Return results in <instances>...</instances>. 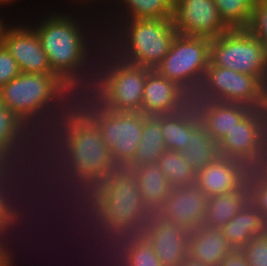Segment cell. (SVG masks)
<instances>
[{"label": "cell", "mask_w": 267, "mask_h": 266, "mask_svg": "<svg viewBox=\"0 0 267 266\" xmlns=\"http://www.w3.org/2000/svg\"><path fill=\"white\" fill-rule=\"evenodd\" d=\"M117 72L103 71L81 84L58 88L53 107L59 120L91 121L109 110V100Z\"/></svg>", "instance_id": "3957f363"}, {"label": "cell", "mask_w": 267, "mask_h": 266, "mask_svg": "<svg viewBox=\"0 0 267 266\" xmlns=\"http://www.w3.org/2000/svg\"><path fill=\"white\" fill-rule=\"evenodd\" d=\"M31 227L32 226L0 225V259L6 266H16V264H19L16 263V260H18L16 258L19 257L17 254L19 251V254L21 253L22 256V252L20 251L22 249L27 250V237Z\"/></svg>", "instance_id": "8d00e7d4"}, {"label": "cell", "mask_w": 267, "mask_h": 266, "mask_svg": "<svg viewBox=\"0 0 267 266\" xmlns=\"http://www.w3.org/2000/svg\"><path fill=\"white\" fill-rule=\"evenodd\" d=\"M233 250L221 229L201 225L190 231L188 256L207 266H218Z\"/></svg>", "instance_id": "44dd1931"}, {"label": "cell", "mask_w": 267, "mask_h": 266, "mask_svg": "<svg viewBox=\"0 0 267 266\" xmlns=\"http://www.w3.org/2000/svg\"><path fill=\"white\" fill-rule=\"evenodd\" d=\"M199 123L177 114L160 116V130L165 149L177 152L186 149L190 144V132Z\"/></svg>", "instance_id": "e575fe53"}, {"label": "cell", "mask_w": 267, "mask_h": 266, "mask_svg": "<svg viewBox=\"0 0 267 266\" xmlns=\"http://www.w3.org/2000/svg\"><path fill=\"white\" fill-rule=\"evenodd\" d=\"M94 12H96V17L92 23L91 40L96 44V53L100 60H104L106 71L118 73L121 69L136 65L129 34L119 23L103 17L104 13L99 12L98 7Z\"/></svg>", "instance_id": "8fae6325"}, {"label": "cell", "mask_w": 267, "mask_h": 266, "mask_svg": "<svg viewBox=\"0 0 267 266\" xmlns=\"http://www.w3.org/2000/svg\"><path fill=\"white\" fill-rule=\"evenodd\" d=\"M32 138L33 119L17 118L0 142V160H14L21 155L29 157Z\"/></svg>", "instance_id": "836d02e7"}, {"label": "cell", "mask_w": 267, "mask_h": 266, "mask_svg": "<svg viewBox=\"0 0 267 266\" xmlns=\"http://www.w3.org/2000/svg\"><path fill=\"white\" fill-rule=\"evenodd\" d=\"M240 250L248 266H267V232L254 236Z\"/></svg>", "instance_id": "b9f144b4"}, {"label": "cell", "mask_w": 267, "mask_h": 266, "mask_svg": "<svg viewBox=\"0 0 267 266\" xmlns=\"http://www.w3.org/2000/svg\"><path fill=\"white\" fill-rule=\"evenodd\" d=\"M59 80L56 74L20 73L0 89V102L18 118H39L55 100Z\"/></svg>", "instance_id": "8992f818"}, {"label": "cell", "mask_w": 267, "mask_h": 266, "mask_svg": "<svg viewBox=\"0 0 267 266\" xmlns=\"http://www.w3.org/2000/svg\"><path fill=\"white\" fill-rule=\"evenodd\" d=\"M0 266H6L1 259H0Z\"/></svg>", "instance_id": "a7ac6f4b"}, {"label": "cell", "mask_w": 267, "mask_h": 266, "mask_svg": "<svg viewBox=\"0 0 267 266\" xmlns=\"http://www.w3.org/2000/svg\"><path fill=\"white\" fill-rule=\"evenodd\" d=\"M248 202L249 192L243 185L229 193L208 197L203 225L223 228Z\"/></svg>", "instance_id": "d4e9b609"}, {"label": "cell", "mask_w": 267, "mask_h": 266, "mask_svg": "<svg viewBox=\"0 0 267 266\" xmlns=\"http://www.w3.org/2000/svg\"><path fill=\"white\" fill-rule=\"evenodd\" d=\"M190 231L153 214L144 228V237L151 244L163 266H181L188 256Z\"/></svg>", "instance_id": "9a60e30c"}, {"label": "cell", "mask_w": 267, "mask_h": 266, "mask_svg": "<svg viewBox=\"0 0 267 266\" xmlns=\"http://www.w3.org/2000/svg\"><path fill=\"white\" fill-rule=\"evenodd\" d=\"M211 39L176 34L155 71L174 83L202 82L210 63Z\"/></svg>", "instance_id": "ba28073f"}, {"label": "cell", "mask_w": 267, "mask_h": 266, "mask_svg": "<svg viewBox=\"0 0 267 266\" xmlns=\"http://www.w3.org/2000/svg\"><path fill=\"white\" fill-rule=\"evenodd\" d=\"M135 169L116 166L107 177L105 220L113 225L145 226L153 215L140 196Z\"/></svg>", "instance_id": "5b68a950"}, {"label": "cell", "mask_w": 267, "mask_h": 266, "mask_svg": "<svg viewBox=\"0 0 267 266\" xmlns=\"http://www.w3.org/2000/svg\"><path fill=\"white\" fill-rule=\"evenodd\" d=\"M218 266H248L240 249H233Z\"/></svg>", "instance_id": "6f0895ef"}, {"label": "cell", "mask_w": 267, "mask_h": 266, "mask_svg": "<svg viewBox=\"0 0 267 266\" xmlns=\"http://www.w3.org/2000/svg\"><path fill=\"white\" fill-rule=\"evenodd\" d=\"M133 161L128 165L133 169L146 163H157L166 150L160 130V116H146L143 131Z\"/></svg>", "instance_id": "f1b7e54d"}, {"label": "cell", "mask_w": 267, "mask_h": 266, "mask_svg": "<svg viewBox=\"0 0 267 266\" xmlns=\"http://www.w3.org/2000/svg\"><path fill=\"white\" fill-rule=\"evenodd\" d=\"M246 107L249 113L267 116V75L254 81L252 96Z\"/></svg>", "instance_id": "ee69618b"}, {"label": "cell", "mask_w": 267, "mask_h": 266, "mask_svg": "<svg viewBox=\"0 0 267 266\" xmlns=\"http://www.w3.org/2000/svg\"><path fill=\"white\" fill-rule=\"evenodd\" d=\"M94 227L97 235V240L100 243L102 250H119L116 230L114 228V225L109 220H105L104 218L94 220Z\"/></svg>", "instance_id": "7dc6e473"}, {"label": "cell", "mask_w": 267, "mask_h": 266, "mask_svg": "<svg viewBox=\"0 0 267 266\" xmlns=\"http://www.w3.org/2000/svg\"><path fill=\"white\" fill-rule=\"evenodd\" d=\"M20 73L18 63L7 49L0 44V89Z\"/></svg>", "instance_id": "c3c4849f"}, {"label": "cell", "mask_w": 267, "mask_h": 266, "mask_svg": "<svg viewBox=\"0 0 267 266\" xmlns=\"http://www.w3.org/2000/svg\"><path fill=\"white\" fill-rule=\"evenodd\" d=\"M167 4L174 9L180 2V0H165Z\"/></svg>", "instance_id": "03108f58"}, {"label": "cell", "mask_w": 267, "mask_h": 266, "mask_svg": "<svg viewBox=\"0 0 267 266\" xmlns=\"http://www.w3.org/2000/svg\"><path fill=\"white\" fill-rule=\"evenodd\" d=\"M248 113L245 105L221 102L217 109L200 123L213 140L219 142L225 137L227 131H230Z\"/></svg>", "instance_id": "d6a6232c"}, {"label": "cell", "mask_w": 267, "mask_h": 266, "mask_svg": "<svg viewBox=\"0 0 267 266\" xmlns=\"http://www.w3.org/2000/svg\"><path fill=\"white\" fill-rule=\"evenodd\" d=\"M89 263H91L92 265H88ZM86 264H87V266H102V265L103 266H109V263H108L106 258H101V259H97V260H94V261L93 260L92 261L88 260V262L86 261ZM84 266H86V265H84Z\"/></svg>", "instance_id": "be15d7a7"}, {"label": "cell", "mask_w": 267, "mask_h": 266, "mask_svg": "<svg viewBox=\"0 0 267 266\" xmlns=\"http://www.w3.org/2000/svg\"><path fill=\"white\" fill-rule=\"evenodd\" d=\"M221 102L202 82L175 83L172 114L201 122L215 111Z\"/></svg>", "instance_id": "ac0fdd59"}, {"label": "cell", "mask_w": 267, "mask_h": 266, "mask_svg": "<svg viewBox=\"0 0 267 266\" xmlns=\"http://www.w3.org/2000/svg\"><path fill=\"white\" fill-rule=\"evenodd\" d=\"M70 229H71V231H70ZM65 230L62 231L63 234L56 236V238L58 239V237H60L64 241H65V239H67L66 241L72 242L71 240L74 239L73 241H77L81 236L96 235L94 224H86V225H81V226H69ZM69 232L71 233V235ZM67 234L70 236H68ZM62 236H64V237H62ZM65 237H67V238H65Z\"/></svg>", "instance_id": "11a10c76"}, {"label": "cell", "mask_w": 267, "mask_h": 266, "mask_svg": "<svg viewBox=\"0 0 267 266\" xmlns=\"http://www.w3.org/2000/svg\"><path fill=\"white\" fill-rule=\"evenodd\" d=\"M255 145L256 134L251 113H248L230 131H227L225 137L218 142L220 156L233 160H239Z\"/></svg>", "instance_id": "1f68e13d"}, {"label": "cell", "mask_w": 267, "mask_h": 266, "mask_svg": "<svg viewBox=\"0 0 267 266\" xmlns=\"http://www.w3.org/2000/svg\"><path fill=\"white\" fill-rule=\"evenodd\" d=\"M140 196L152 214H156L167 199L172 187L157 163H146L135 169Z\"/></svg>", "instance_id": "cb8c5ba5"}, {"label": "cell", "mask_w": 267, "mask_h": 266, "mask_svg": "<svg viewBox=\"0 0 267 266\" xmlns=\"http://www.w3.org/2000/svg\"><path fill=\"white\" fill-rule=\"evenodd\" d=\"M74 244H75L74 249H76V247H77L76 250L77 251L79 250V252H81V253H79L77 251H74V252H76L75 253L76 255L78 253V255L76 256V259L78 257L77 261H79V258L83 259L84 261L90 260V259L94 261L97 259L106 258L103 250L100 247V243L97 240V235L81 236L77 241H74ZM76 244H77V246H76ZM82 256H84V257H82Z\"/></svg>", "instance_id": "bcb514c9"}, {"label": "cell", "mask_w": 267, "mask_h": 266, "mask_svg": "<svg viewBox=\"0 0 267 266\" xmlns=\"http://www.w3.org/2000/svg\"><path fill=\"white\" fill-rule=\"evenodd\" d=\"M145 117L142 112L108 110L94 122L101 131L116 166H128L133 161L142 138Z\"/></svg>", "instance_id": "30bf717a"}, {"label": "cell", "mask_w": 267, "mask_h": 266, "mask_svg": "<svg viewBox=\"0 0 267 266\" xmlns=\"http://www.w3.org/2000/svg\"><path fill=\"white\" fill-rule=\"evenodd\" d=\"M86 224H94V219H92L88 214L86 205H78V207H71L70 209H66L65 211L59 213L50 225L45 228L49 230V232L55 229V232L53 231L55 234H52L55 238V235H59L60 232L62 233L63 229L65 230L69 227V225L81 226Z\"/></svg>", "instance_id": "ab89813d"}, {"label": "cell", "mask_w": 267, "mask_h": 266, "mask_svg": "<svg viewBox=\"0 0 267 266\" xmlns=\"http://www.w3.org/2000/svg\"><path fill=\"white\" fill-rule=\"evenodd\" d=\"M93 14V18L88 16L86 20L84 12L82 16L80 13V17L84 16L83 23V19L76 16L78 15L76 12L68 13L63 10L53 13L49 11L43 17H38L40 21H35V24L30 23L32 20L29 21V25L38 35L41 46L49 58L52 71L58 77L73 64L79 51L91 39L92 23L96 17L95 13Z\"/></svg>", "instance_id": "7a4b0ae2"}, {"label": "cell", "mask_w": 267, "mask_h": 266, "mask_svg": "<svg viewBox=\"0 0 267 266\" xmlns=\"http://www.w3.org/2000/svg\"><path fill=\"white\" fill-rule=\"evenodd\" d=\"M246 29L258 38L267 52V0H259L256 4Z\"/></svg>", "instance_id": "7bdbcfd3"}, {"label": "cell", "mask_w": 267, "mask_h": 266, "mask_svg": "<svg viewBox=\"0 0 267 266\" xmlns=\"http://www.w3.org/2000/svg\"><path fill=\"white\" fill-rule=\"evenodd\" d=\"M69 160L73 171H83L108 177L116 167L101 131L93 123L79 130L69 145Z\"/></svg>", "instance_id": "4fadbf2b"}, {"label": "cell", "mask_w": 267, "mask_h": 266, "mask_svg": "<svg viewBox=\"0 0 267 266\" xmlns=\"http://www.w3.org/2000/svg\"><path fill=\"white\" fill-rule=\"evenodd\" d=\"M222 20L230 29H246L259 0H214Z\"/></svg>", "instance_id": "74e56055"}, {"label": "cell", "mask_w": 267, "mask_h": 266, "mask_svg": "<svg viewBox=\"0 0 267 266\" xmlns=\"http://www.w3.org/2000/svg\"><path fill=\"white\" fill-rule=\"evenodd\" d=\"M210 62L247 75H267L266 48L247 29H230L211 39Z\"/></svg>", "instance_id": "277c9868"}, {"label": "cell", "mask_w": 267, "mask_h": 266, "mask_svg": "<svg viewBox=\"0 0 267 266\" xmlns=\"http://www.w3.org/2000/svg\"><path fill=\"white\" fill-rule=\"evenodd\" d=\"M175 83L151 70L144 86L142 113L145 116L172 114Z\"/></svg>", "instance_id": "484cf974"}, {"label": "cell", "mask_w": 267, "mask_h": 266, "mask_svg": "<svg viewBox=\"0 0 267 266\" xmlns=\"http://www.w3.org/2000/svg\"><path fill=\"white\" fill-rule=\"evenodd\" d=\"M15 2V0H0V8L2 7V6H8V5H11V4H13L14 2Z\"/></svg>", "instance_id": "003e7915"}, {"label": "cell", "mask_w": 267, "mask_h": 266, "mask_svg": "<svg viewBox=\"0 0 267 266\" xmlns=\"http://www.w3.org/2000/svg\"><path fill=\"white\" fill-rule=\"evenodd\" d=\"M240 172H259L267 166V156L257 146H253L239 160Z\"/></svg>", "instance_id": "681fc988"}, {"label": "cell", "mask_w": 267, "mask_h": 266, "mask_svg": "<svg viewBox=\"0 0 267 266\" xmlns=\"http://www.w3.org/2000/svg\"><path fill=\"white\" fill-rule=\"evenodd\" d=\"M28 174V157L19 156L11 160H0V192L2 190H17L26 182Z\"/></svg>", "instance_id": "f35d334b"}, {"label": "cell", "mask_w": 267, "mask_h": 266, "mask_svg": "<svg viewBox=\"0 0 267 266\" xmlns=\"http://www.w3.org/2000/svg\"><path fill=\"white\" fill-rule=\"evenodd\" d=\"M172 19L177 33L186 36L214 39L230 30L214 0H180Z\"/></svg>", "instance_id": "7c38bea8"}, {"label": "cell", "mask_w": 267, "mask_h": 266, "mask_svg": "<svg viewBox=\"0 0 267 266\" xmlns=\"http://www.w3.org/2000/svg\"><path fill=\"white\" fill-rule=\"evenodd\" d=\"M3 215H4V205H3V196L0 192V225L3 224Z\"/></svg>", "instance_id": "e7e4bbea"}, {"label": "cell", "mask_w": 267, "mask_h": 266, "mask_svg": "<svg viewBox=\"0 0 267 266\" xmlns=\"http://www.w3.org/2000/svg\"><path fill=\"white\" fill-rule=\"evenodd\" d=\"M221 231L233 249H241L254 236L267 232V220L248 202Z\"/></svg>", "instance_id": "7402d4cb"}, {"label": "cell", "mask_w": 267, "mask_h": 266, "mask_svg": "<svg viewBox=\"0 0 267 266\" xmlns=\"http://www.w3.org/2000/svg\"><path fill=\"white\" fill-rule=\"evenodd\" d=\"M249 202L267 220V185L260 186L249 192Z\"/></svg>", "instance_id": "db71d44e"}, {"label": "cell", "mask_w": 267, "mask_h": 266, "mask_svg": "<svg viewBox=\"0 0 267 266\" xmlns=\"http://www.w3.org/2000/svg\"><path fill=\"white\" fill-rule=\"evenodd\" d=\"M196 185L207 198L240 188L242 181L239 161L218 157L196 174Z\"/></svg>", "instance_id": "ffe728a7"}, {"label": "cell", "mask_w": 267, "mask_h": 266, "mask_svg": "<svg viewBox=\"0 0 267 266\" xmlns=\"http://www.w3.org/2000/svg\"><path fill=\"white\" fill-rule=\"evenodd\" d=\"M181 266H207V265L199 263L197 260L187 256L181 263Z\"/></svg>", "instance_id": "6125c7cd"}, {"label": "cell", "mask_w": 267, "mask_h": 266, "mask_svg": "<svg viewBox=\"0 0 267 266\" xmlns=\"http://www.w3.org/2000/svg\"><path fill=\"white\" fill-rule=\"evenodd\" d=\"M180 154L196 174L220 157L218 142L213 140L201 123L190 132V144Z\"/></svg>", "instance_id": "f546056e"}, {"label": "cell", "mask_w": 267, "mask_h": 266, "mask_svg": "<svg viewBox=\"0 0 267 266\" xmlns=\"http://www.w3.org/2000/svg\"><path fill=\"white\" fill-rule=\"evenodd\" d=\"M35 227H36V228H35ZM34 228H35V229H34ZM39 228H40V229H39ZM37 229H39L40 231L37 230ZM43 229H44V230H43ZM30 231H31V232H34V233H30ZM41 231H42V232H41ZM37 232H38V233H37ZM39 232H40L41 234H40ZM43 232H44V234H43ZM46 233H48V234H46ZM42 234H43V235H42ZM39 235H40L41 237H40ZM50 235L52 236V233H49L48 230H47L46 228H44V227H38L37 225H33V226L29 229V236H28V238H27V247L30 245L29 247H30L31 249H33V247L36 246V247L33 249L34 251H36V248H37V250H39V249H41V248L44 250L43 246L47 245L46 247H48V244H49V243L47 242L48 240H49V241H50V240H57L56 238H55V239L53 238L54 236H52V239H51V236H50ZM43 236H44L45 238H44ZM46 236H47V238H46ZM48 236H49V237H48ZM37 238H38V239H37ZM29 239H30V240H29ZM33 239H34V240H38V241H35V242H34ZM39 239H40L41 242H39ZM46 239H47V240H46ZM45 241L47 242V244L44 243ZM33 242H34V243H33ZM30 243H31V244H30ZM38 243H39V244L42 243L43 245L40 246ZM28 244H29V245H28ZM34 244H35V245H34ZM36 244H37L38 246H37ZM31 245H32L33 247H31ZM29 247H28L27 250H26V253H27L28 255H29V253H28V252H29V251H28ZM38 247H39V248H38ZM40 247H41V248H40ZM31 249H29V250H30V254L33 253V250H31ZM42 249L39 250V251H37V254L34 252L35 255L38 256V255L40 254L39 252H43ZM27 251H28V252H27ZM31 252H32V253H31ZM38 253H39V254H38ZM27 254H26V256H27ZM46 254H47V252H46ZM41 255H42V254H41ZM50 255H51V254H50ZM29 256H31V255H29ZM32 256H33V254H32ZM48 256H49V255H48ZM52 256H53V255H52ZM52 256H51V257H52ZM42 257H43V256H42ZM46 257H47V256H46ZM26 258H28V257H26ZM44 258H45V257H44ZM52 259H53V257H52ZM38 260H39V259H38ZM45 260H46V259H45ZM41 263H42V262H41ZM40 265H41V264H40Z\"/></svg>", "instance_id": "f907efd6"}, {"label": "cell", "mask_w": 267, "mask_h": 266, "mask_svg": "<svg viewBox=\"0 0 267 266\" xmlns=\"http://www.w3.org/2000/svg\"><path fill=\"white\" fill-rule=\"evenodd\" d=\"M119 245V253L125 260H129L134 248L144 237L145 226H129L121 224L114 225Z\"/></svg>", "instance_id": "60d3db41"}, {"label": "cell", "mask_w": 267, "mask_h": 266, "mask_svg": "<svg viewBox=\"0 0 267 266\" xmlns=\"http://www.w3.org/2000/svg\"><path fill=\"white\" fill-rule=\"evenodd\" d=\"M119 24L132 40L136 65L151 70L167 55L177 34L173 19H128Z\"/></svg>", "instance_id": "9c48e42d"}, {"label": "cell", "mask_w": 267, "mask_h": 266, "mask_svg": "<svg viewBox=\"0 0 267 266\" xmlns=\"http://www.w3.org/2000/svg\"><path fill=\"white\" fill-rule=\"evenodd\" d=\"M206 201V195L196 184L174 187L156 214L167 222L192 231L204 223Z\"/></svg>", "instance_id": "2e32d148"}, {"label": "cell", "mask_w": 267, "mask_h": 266, "mask_svg": "<svg viewBox=\"0 0 267 266\" xmlns=\"http://www.w3.org/2000/svg\"><path fill=\"white\" fill-rule=\"evenodd\" d=\"M128 266H163L151 247L148 240L143 237L134 248Z\"/></svg>", "instance_id": "f6af8a7d"}, {"label": "cell", "mask_w": 267, "mask_h": 266, "mask_svg": "<svg viewBox=\"0 0 267 266\" xmlns=\"http://www.w3.org/2000/svg\"><path fill=\"white\" fill-rule=\"evenodd\" d=\"M256 78L254 75L214 66L210 62L202 83L222 102L247 106Z\"/></svg>", "instance_id": "e0dca14e"}, {"label": "cell", "mask_w": 267, "mask_h": 266, "mask_svg": "<svg viewBox=\"0 0 267 266\" xmlns=\"http://www.w3.org/2000/svg\"><path fill=\"white\" fill-rule=\"evenodd\" d=\"M106 71L104 60L96 53V44L90 39L79 51L76 60L58 77L59 88L81 84Z\"/></svg>", "instance_id": "4316f807"}, {"label": "cell", "mask_w": 267, "mask_h": 266, "mask_svg": "<svg viewBox=\"0 0 267 266\" xmlns=\"http://www.w3.org/2000/svg\"><path fill=\"white\" fill-rule=\"evenodd\" d=\"M103 7L108 11L103 16L116 23L128 19H172L173 16V9L165 0H112L109 10Z\"/></svg>", "instance_id": "603a6c76"}, {"label": "cell", "mask_w": 267, "mask_h": 266, "mask_svg": "<svg viewBox=\"0 0 267 266\" xmlns=\"http://www.w3.org/2000/svg\"><path fill=\"white\" fill-rule=\"evenodd\" d=\"M18 117L0 102V142L6 137Z\"/></svg>", "instance_id": "9f6ffc18"}, {"label": "cell", "mask_w": 267, "mask_h": 266, "mask_svg": "<svg viewBox=\"0 0 267 266\" xmlns=\"http://www.w3.org/2000/svg\"><path fill=\"white\" fill-rule=\"evenodd\" d=\"M74 178L90 217L94 220L104 218L107 178L83 171H74Z\"/></svg>", "instance_id": "83f0119b"}, {"label": "cell", "mask_w": 267, "mask_h": 266, "mask_svg": "<svg viewBox=\"0 0 267 266\" xmlns=\"http://www.w3.org/2000/svg\"><path fill=\"white\" fill-rule=\"evenodd\" d=\"M103 252L109 263V266H128V261L121 256L119 250L111 251L109 249H105Z\"/></svg>", "instance_id": "680465c9"}, {"label": "cell", "mask_w": 267, "mask_h": 266, "mask_svg": "<svg viewBox=\"0 0 267 266\" xmlns=\"http://www.w3.org/2000/svg\"><path fill=\"white\" fill-rule=\"evenodd\" d=\"M72 1H74V0H72ZM75 1L78 2V3L76 2V4L81 5V6H82L83 3H84L83 4L84 6H86V4L89 6L93 2L92 5H91L93 7H94V5L97 6V2H98V4L99 3L101 4V7H102V4H103V1H104V4L103 5H106V3L108 2L107 5L109 6V4L112 3V0H75Z\"/></svg>", "instance_id": "91938a15"}, {"label": "cell", "mask_w": 267, "mask_h": 266, "mask_svg": "<svg viewBox=\"0 0 267 266\" xmlns=\"http://www.w3.org/2000/svg\"><path fill=\"white\" fill-rule=\"evenodd\" d=\"M157 164L172 188L196 184V173L180 152L165 150Z\"/></svg>", "instance_id": "d590c367"}, {"label": "cell", "mask_w": 267, "mask_h": 266, "mask_svg": "<svg viewBox=\"0 0 267 266\" xmlns=\"http://www.w3.org/2000/svg\"><path fill=\"white\" fill-rule=\"evenodd\" d=\"M242 185L250 192L257 187L267 185V166L259 172H240Z\"/></svg>", "instance_id": "f5cc1de1"}, {"label": "cell", "mask_w": 267, "mask_h": 266, "mask_svg": "<svg viewBox=\"0 0 267 266\" xmlns=\"http://www.w3.org/2000/svg\"><path fill=\"white\" fill-rule=\"evenodd\" d=\"M151 71L139 65L121 69L115 77L109 110L119 112H142L144 86Z\"/></svg>", "instance_id": "d6986e66"}, {"label": "cell", "mask_w": 267, "mask_h": 266, "mask_svg": "<svg viewBox=\"0 0 267 266\" xmlns=\"http://www.w3.org/2000/svg\"><path fill=\"white\" fill-rule=\"evenodd\" d=\"M1 16V18H0V44L2 43V39H3V37H4V35H5V32H6V30H7V28L11 25V22L12 21H10L9 23H8V20H5V19H7L6 17H4V19H3V13L2 14H0ZM7 21V23L5 24V22Z\"/></svg>", "instance_id": "94428289"}, {"label": "cell", "mask_w": 267, "mask_h": 266, "mask_svg": "<svg viewBox=\"0 0 267 266\" xmlns=\"http://www.w3.org/2000/svg\"><path fill=\"white\" fill-rule=\"evenodd\" d=\"M90 124L93 123L59 120L58 111L53 106L45 108L39 118L33 119L29 157L47 162L70 161V142L79 130Z\"/></svg>", "instance_id": "52a82bcc"}, {"label": "cell", "mask_w": 267, "mask_h": 266, "mask_svg": "<svg viewBox=\"0 0 267 266\" xmlns=\"http://www.w3.org/2000/svg\"><path fill=\"white\" fill-rule=\"evenodd\" d=\"M251 119L256 134V145L267 156V116L251 113Z\"/></svg>", "instance_id": "816d5d0a"}, {"label": "cell", "mask_w": 267, "mask_h": 266, "mask_svg": "<svg viewBox=\"0 0 267 266\" xmlns=\"http://www.w3.org/2000/svg\"><path fill=\"white\" fill-rule=\"evenodd\" d=\"M3 225L33 226L31 219V188L24 182L17 190H2Z\"/></svg>", "instance_id": "4dcf8cb0"}, {"label": "cell", "mask_w": 267, "mask_h": 266, "mask_svg": "<svg viewBox=\"0 0 267 266\" xmlns=\"http://www.w3.org/2000/svg\"><path fill=\"white\" fill-rule=\"evenodd\" d=\"M26 183L31 188L30 217L38 227H47L66 209L85 205L70 161L47 162L28 157Z\"/></svg>", "instance_id": "6da1fadb"}, {"label": "cell", "mask_w": 267, "mask_h": 266, "mask_svg": "<svg viewBox=\"0 0 267 266\" xmlns=\"http://www.w3.org/2000/svg\"><path fill=\"white\" fill-rule=\"evenodd\" d=\"M25 23L13 22V25L7 28L1 44L13 56L22 73L55 74L38 35Z\"/></svg>", "instance_id": "5bb4252c"}]
</instances>
